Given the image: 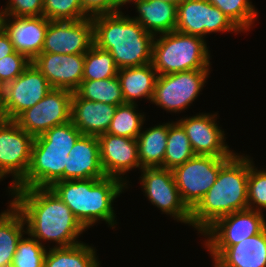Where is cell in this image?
Instances as JSON below:
<instances>
[{
  "label": "cell",
  "instance_id": "1",
  "mask_svg": "<svg viewBox=\"0 0 266 267\" xmlns=\"http://www.w3.org/2000/svg\"><path fill=\"white\" fill-rule=\"evenodd\" d=\"M9 195L24 218L26 233L41 245L52 241L59 248L82 242L78 238L87 230L49 187L13 189Z\"/></svg>",
  "mask_w": 266,
  "mask_h": 267
},
{
  "label": "cell",
  "instance_id": "2",
  "mask_svg": "<svg viewBox=\"0 0 266 267\" xmlns=\"http://www.w3.org/2000/svg\"><path fill=\"white\" fill-rule=\"evenodd\" d=\"M249 155L235 153L219 170L214 185L191 210L190 226L203 233L217 219L248 209Z\"/></svg>",
  "mask_w": 266,
  "mask_h": 267
},
{
  "label": "cell",
  "instance_id": "3",
  "mask_svg": "<svg viewBox=\"0 0 266 267\" xmlns=\"http://www.w3.org/2000/svg\"><path fill=\"white\" fill-rule=\"evenodd\" d=\"M49 188L88 230L98 221H105L110 228H116L113 202L128 186L118 178L105 176L101 179L56 181Z\"/></svg>",
  "mask_w": 266,
  "mask_h": 267
},
{
  "label": "cell",
  "instance_id": "4",
  "mask_svg": "<svg viewBox=\"0 0 266 267\" xmlns=\"http://www.w3.org/2000/svg\"><path fill=\"white\" fill-rule=\"evenodd\" d=\"M94 45L109 51L117 67L152 63L155 36L122 11L92 17Z\"/></svg>",
  "mask_w": 266,
  "mask_h": 267
},
{
  "label": "cell",
  "instance_id": "5",
  "mask_svg": "<svg viewBox=\"0 0 266 267\" xmlns=\"http://www.w3.org/2000/svg\"><path fill=\"white\" fill-rule=\"evenodd\" d=\"M82 135L69 121L34 137L30 167L14 189L48 188L56 181H64L69 152Z\"/></svg>",
  "mask_w": 266,
  "mask_h": 267
},
{
  "label": "cell",
  "instance_id": "6",
  "mask_svg": "<svg viewBox=\"0 0 266 267\" xmlns=\"http://www.w3.org/2000/svg\"><path fill=\"white\" fill-rule=\"evenodd\" d=\"M206 40L178 31L156 35L152 64L158 75L210 69V50Z\"/></svg>",
  "mask_w": 266,
  "mask_h": 267
},
{
  "label": "cell",
  "instance_id": "7",
  "mask_svg": "<svg viewBox=\"0 0 266 267\" xmlns=\"http://www.w3.org/2000/svg\"><path fill=\"white\" fill-rule=\"evenodd\" d=\"M262 212L245 209L217 219L202 234L205 248L213 261L229 246L261 233L266 228Z\"/></svg>",
  "mask_w": 266,
  "mask_h": 267
},
{
  "label": "cell",
  "instance_id": "8",
  "mask_svg": "<svg viewBox=\"0 0 266 267\" xmlns=\"http://www.w3.org/2000/svg\"><path fill=\"white\" fill-rule=\"evenodd\" d=\"M209 75V69L158 75L151 102L167 112L181 113L198 97Z\"/></svg>",
  "mask_w": 266,
  "mask_h": 267
},
{
  "label": "cell",
  "instance_id": "9",
  "mask_svg": "<svg viewBox=\"0 0 266 267\" xmlns=\"http://www.w3.org/2000/svg\"><path fill=\"white\" fill-rule=\"evenodd\" d=\"M229 159L210 155H195L172 170L181 198L190 210L214 185L220 168Z\"/></svg>",
  "mask_w": 266,
  "mask_h": 267
},
{
  "label": "cell",
  "instance_id": "10",
  "mask_svg": "<svg viewBox=\"0 0 266 267\" xmlns=\"http://www.w3.org/2000/svg\"><path fill=\"white\" fill-rule=\"evenodd\" d=\"M34 137L13 120L0 124V181L12 176L11 192L26 176L31 163Z\"/></svg>",
  "mask_w": 266,
  "mask_h": 267
},
{
  "label": "cell",
  "instance_id": "11",
  "mask_svg": "<svg viewBox=\"0 0 266 267\" xmlns=\"http://www.w3.org/2000/svg\"><path fill=\"white\" fill-rule=\"evenodd\" d=\"M140 184L145 197L162 213L190 226L191 210L183 202L172 170L142 168Z\"/></svg>",
  "mask_w": 266,
  "mask_h": 267
},
{
  "label": "cell",
  "instance_id": "12",
  "mask_svg": "<svg viewBox=\"0 0 266 267\" xmlns=\"http://www.w3.org/2000/svg\"><path fill=\"white\" fill-rule=\"evenodd\" d=\"M72 95L70 90L52 88L42 100L13 121L33 137L42 135L54 126L71 121Z\"/></svg>",
  "mask_w": 266,
  "mask_h": 267
},
{
  "label": "cell",
  "instance_id": "13",
  "mask_svg": "<svg viewBox=\"0 0 266 267\" xmlns=\"http://www.w3.org/2000/svg\"><path fill=\"white\" fill-rule=\"evenodd\" d=\"M176 31L205 36L217 32L241 33L242 31L208 0H185L177 6Z\"/></svg>",
  "mask_w": 266,
  "mask_h": 267
},
{
  "label": "cell",
  "instance_id": "14",
  "mask_svg": "<svg viewBox=\"0 0 266 267\" xmlns=\"http://www.w3.org/2000/svg\"><path fill=\"white\" fill-rule=\"evenodd\" d=\"M217 115L202 112L177 120L185 130L195 155L231 158L236 153L225 143V132L216 122Z\"/></svg>",
  "mask_w": 266,
  "mask_h": 267
},
{
  "label": "cell",
  "instance_id": "15",
  "mask_svg": "<svg viewBox=\"0 0 266 267\" xmlns=\"http://www.w3.org/2000/svg\"><path fill=\"white\" fill-rule=\"evenodd\" d=\"M94 44L92 18L49 21L42 52L85 54Z\"/></svg>",
  "mask_w": 266,
  "mask_h": 267
},
{
  "label": "cell",
  "instance_id": "16",
  "mask_svg": "<svg viewBox=\"0 0 266 267\" xmlns=\"http://www.w3.org/2000/svg\"><path fill=\"white\" fill-rule=\"evenodd\" d=\"M52 89L46 77L31 63L14 81L7 83L3 100L8 120H14L24 110L33 107Z\"/></svg>",
  "mask_w": 266,
  "mask_h": 267
},
{
  "label": "cell",
  "instance_id": "17",
  "mask_svg": "<svg viewBox=\"0 0 266 267\" xmlns=\"http://www.w3.org/2000/svg\"><path fill=\"white\" fill-rule=\"evenodd\" d=\"M98 140L101 167L104 174L118 178L128 185L129 181L124 175L134 168L142 169L136 139L105 133L98 136Z\"/></svg>",
  "mask_w": 266,
  "mask_h": 267
},
{
  "label": "cell",
  "instance_id": "18",
  "mask_svg": "<svg viewBox=\"0 0 266 267\" xmlns=\"http://www.w3.org/2000/svg\"><path fill=\"white\" fill-rule=\"evenodd\" d=\"M32 64L46 77L52 88L74 92L82 81L84 54L41 52Z\"/></svg>",
  "mask_w": 266,
  "mask_h": 267
},
{
  "label": "cell",
  "instance_id": "19",
  "mask_svg": "<svg viewBox=\"0 0 266 267\" xmlns=\"http://www.w3.org/2000/svg\"><path fill=\"white\" fill-rule=\"evenodd\" d=\"M49 20L44 16H6L4 31L9 36L16 52L31 61L42 52Z\"/></svg>",
  "mask_w": 266,
  "mask_h": 267
},
{
  "label": "cell",
  "instance_id": "20",
  "mask_svg": "<svg viewBox=\"0 0 266 267\" xmlns=\"http://www.w3.org/2000/svg\"><path fill=\"white\" fill-rule=\"evenodd\" d=\"M105 176L98 137L82 135L69 152L64 180L101 179Z\"/></svg>",
  "mask_w": 266,
  "mask_h": 267
},
{
  "label": "cell",
  "instance_id": "21",
  "mask_svg": "<svg viewBox=\"0 0 266 267\" xmlns=\"http://www.w3.org/2000/svg\"><path fill=\"white\" fill-rule=\"evenodd\" d=\"M116 108V105L80 98L73 92L71 121L83 135L98 137L107 132Z\"/></svg>",
  "mask_w": 266,
  "mask_h": 267
},
{
  "label": "cell",
  "instance_id": "22",
  "mask_svg": "<svg viewBox=\"0 0 266 267\" xmlns=\"http://www.w3.org/2000/svg\"><path fill=\"white\" fill-rule=\"evenodd\" d=\"M212 262L213 267H266V228L229 246Z\"/></svg>",
  "mask_w": 266,
  "mask_h": 267
},
{
  "label": "cell",
  "instance_id": "23",
  "mask_svg": "<svg viewBox=\"0 0 266 267\" xmlns=\"http://www.w3.org/2000/svg\"><path fill=\"white\" fill-rule=\"evenodd\" d=\"M136 20L147 32L154 36L176 30L177 6L158 0H137L134 2Z\"/></svg>",
  "mask_w": 266,
  "mask_h": 267
},
{
  "label": "cell",
  "instance_id": "24",
  "mask_svg": "<svg viewBox=\"0 0 266 267\" xmlns=\"http://www.w3.org/2000/svg\"><path fill=\"white\" fill-rule=\"evenodd\" d=\"M117 77L125 103L137 104V98H145L151 102L158 77L152 63L120 68Z\"/></svg>",
  "mask_w": 266,
  "mask_h": 267
},
{
  "label": "cell",
  "instance_id": "25",
  "mask_svg": "<svg viewBox=\"0 0 266 267\" xmlns=\"http://www.w3.org/2000/svg\"><path fill=\"white\" fill-rule=\"evenodd\" d=\"M7 210L0 213V267L11 265L17 244L24 234L26 225L22 214L11 202Z\"/></svg>",
  "mask_w": 266,
  "mask_h": 267
},
{
  "label": "cell",
  "instance_id": "26",
  "mask_svg": "<svg viewBox=\"0 0 266 267\" xmlns=\"http://www.w3.org/2000/svg\"><path fill=\"white\" fill-rule=\"evenodd\" d=\"M167 137L168 122L141 130L136 139L141 168H163Z\"/></svg>",
  "mask_w": 266,
  "mask_h": 267
},
{
  "label": "cell",
  "instance_id": "27",
  "mask_svg": "<svg viewBox=\"0 0 266 267\" xmlns=\"http://www.w3.org/2000/svg\"><path fill=\"white\" fill-rule=\"evenodd\" d=\"M44 267H100L97 249L81 242L70 247H49ZM96 249V250H95Z\"/></svg>",
  "mask_w": 266,
  "mask_h": 267
},
{
  "label": "cell",
  "instance_id": "28",
  "mask_svg": "<svg viewBox=\"0 0 266 267\" xmlns=\"http://www.w3.org/2000/svg\"><path fill=\"white\" fill-rule=\"evenodd\" d=\"M80 98L111 105L125 104L118 77L100 80H82L74 91Z\"/></svg>",
  "mask_w": 266,
  "mask_h": 267
},
{
  "label": "cell",
  "instance_id": "29",
  "mask_svg": "<svg viewBox=\"0 0 266 267\" xmlns=\"http://www.w3.org/2000/svg\"><path fill=\"white\" fill-rule=\"evenodd\" d=\"M193 156L195 153L183 127L177 121H169L163 168L173 170Z\"/></svg>",
  "mask_w": 266,
  "mask_h": 267
},
{
  "label": "cell",
  "instance_id": "30",
  "mask_svg": "<svg viewBox=\"0 0 266 267\" xmlns=\"http://www.w3.org/2000/svg\"><path fill=\"white\" fill-rule=\"evenodd\" d=\"M137 106L130 103L118 105L106 133L137 139L146 120L144 112H138Z\"/></svg>",
  "mask_w": 266,
  "mask_h": 267
},
{
  "label": "cell",
  "instance_id": "31",
  "mask_svg": "<svg viewBox=\"0 0 266 267\" xmlns=\"http://www.w3.org/2000/svg\"><path fill=\"white\" fill-rule=\"evenodd\" d=\"M119 68L109 51L102 50L96 45L84 54L82 80H100L117 76Z\"/></svg>",
  "mask_w": 266,
  "mask_h": 267
},
{
  "label": "cell",
  "instance_id": "32",
  "mask_svg": "<svg viewBox=\"0 0 266 267\" xmlns=\"http://www.w3.org/2000/svg\"><path fill=\"white\" fill-rule=\"evenodd\" d=\"M219 8L243 33L249 31L258 11L250 0H208Z\"/></svg>",
  "mask_w": 266,
  "mask_h": 267
},
{
  "label": "cell",
  "instance_id": "33",
  "mask_svg": "<svg viewBox=\"0 0 266 267\" xmlns=\"http://www.w3.org/2000/svg\"><path fill=\"white\" fill-rule=\"evenodd\" d=\"M17 244L12 267H44V259L47 252L46 246L41 245L35 238L27 234Z\"/></svg>",
  "mask_w": 266,
  "mask_h": 267
},
{
  "label": "cell",
  "instance_id": "34",
  "mask_svg": "<svg viewBox=\"0 0 266 267\" xmlns=\"http://www.w3.org/2000/svg\"><path fill=\"white\" fill-rule=\"evenodd\" d=\"M43 16L49 21H77L89 17L81 0H44Z\"/></svg>",
  "mask_w": 266,
  "mask_h": 267
},
{
  "label": "cell",
  "instance_id": "35",
  "mask_svg": "<svg viewBox=\"0 0 266 267\" xmlns=\"http://www.w3.org/2000/svg\"><path fill=\"white\" fill-rule=\"evenodd\" d=\"M249 156L248 209L264 212L266 210V169L255 166Z\"/></svg>",
  "mask_w": 266,
  "mask_h": 267
},
{
  "label": "cell",
  "instance_id": "36",
  "mask_svg": "<svg viewBox=\"0 0 266 267\" xmlns=\"http://www.w3.org/2000/svg\"><path fill=\"white\" fill-rule=\"evenodd\" d=\"M32 63L24 54L14 52L0 59V78L6 83L14 81Z\"/></svg>",
  "mask_w": 266,
  "mask_h": 267
},
{
  "label": "cell",
  "instance_id": "37",
  "mask_svg": "<svg viewBox=\"0 0 266 267\" xmlns=\"http://www.w3.org/2000/svg\"><path fill=\"white\" fill-rule=\"evenodd\" d=\"M43 1L44 0H8L4 10L6 16H43Z\"/></svg>",
  "mask_w": 266,
  "mask_h": 267
},
{
  "label": "cell",
  "instance_id": "38",
  "mask_svg": "<svg viewBox=\"0 0 266 267\" xmlns=\"http://www.w3.org/2000/svg\"><path fill=\"white\" fill-rule=\"evenodd\" d=\"M84 12L90 17L114 13V0H81Z\"/></svg>",
  "mask_w": 266,
  "mask_h": 267
},
{
  "label": "cell",
  "instance_id": "39",
  "mask_svg": "<svg viewBox=\"0 0 266 267\" xmlns=\"http://www.w3.org/2000/svg\"><path fill=\"white\" fill-rule=\"evenodd\" d=\"M14 52H15L14 46L7 33L3 30L0 33V59Z\"/></svg>",
  "mask_w": 266,
  "mask_h": 267
},
{
  "label": "cell",
  "instance_id": "40",
  "mask_svg": "<svg viewBox=\"0 0 266 267\" xmlns=\"http://www.w3.org/2000/svg\"><path fill=\"white\" fill-rule=\"evenodd\" d=\"M137 0H114V13L121 12V8L125 4H129L130 2L133 4Z\"/></svg>",
  "mask_w": 266,
  "mask_h": 267
},
{
  "label": "cell",
  "instance_id": "41",
  "mask_svg": "<svg viewBox=\"0 0 266 267\" xmlns=\"http://www.w3.org/2000/svg\"><path fill=\"white\" fill-rule=\"evenodd\" d=\"M7 83L0 78V99L3 101L6 95Z\"/></svg>",
  "mask_w": 266,
  "mask_h": 267
},
{
  "label": "cell",
  "instance_id": "42",
  "mask_svg": "<svg viewBox=\"0 0 266 267\" xmlns=\"http://www.w3.org/2000/svg\"><path fill=\"white\" fill-rule=\"evenodd\" d=\"M6 13L4 8L0 9V33L4 30V22H5Z\"/></svg>",
  "mask_w": 266,
  "mask_h": 267
},
{
  "label": "cell",
  "instance_id": "43",
  "mask_svg": "<svg viewBox=\"0 0 266 267\" xmlns=\"http://www.w3.org/2000/svg\"><path fill=\"white\" fill-rule=\"evenodd\" d=\"M7 120L8 119L4 112L3 101L0 99V124L4 123Z\"/></svg>",
  "mask_w": 266,
  "mask_h": 267
},
{
  "label": "cell",
  "instance_id": "44",
  "mask_svg": "<svg viewBox=\"0 0 266 267\" xmlns=\"http://www.w3.org/2000/svg\"><path fill=\"white\" fill-rule=\"evenodd\" d=\"M158 1H165V2H169V3H172V4L176 5V6H178L179 4L184 2L185 0H158Z\"/></svg>",
  "mask_w": 266,
  "mask_h": 267
},
{
  "label": "cell",
  "instance_id": "45",
  "mask_svg": "<svg viewBox=\"0 0 266 267\" xmlns=\"http://www.w3.org/2000/svg\"><path fill=\"white\" fill-rule=\"evenodd\" d=\"M1 267H12V265H7V266H1Z\"/></svg>",
  "mask_w": 266,
  "mask_h": 267
}]
</instances>
